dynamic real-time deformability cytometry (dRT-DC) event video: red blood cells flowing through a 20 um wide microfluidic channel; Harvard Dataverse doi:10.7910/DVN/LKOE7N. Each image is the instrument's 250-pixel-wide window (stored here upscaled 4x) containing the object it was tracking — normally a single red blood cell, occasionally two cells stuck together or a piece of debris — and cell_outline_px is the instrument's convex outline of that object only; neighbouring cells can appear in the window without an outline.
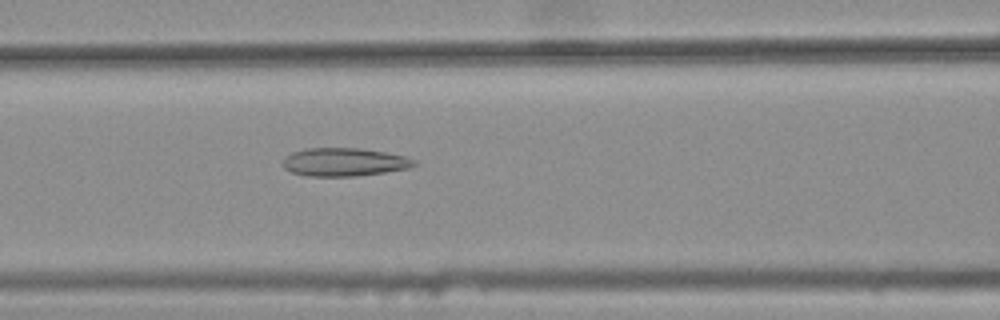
{"species": "common noctule bat (a hibernating species)", "species_latin": "Nyctalus noctula", "temperature_condition": "warm", "stored_images_in_passage": 39, "camera_frame_rate_fps": 3000, "um_per_image_px": 0.085, "animal": {"sex": "female", "body_mass_g": 25.1}, "frame": {"image": 1, "passage_image": 15, "time_ms": 4.667, "image_size_px": [1000, 320], "cell_outline_px": [[416, 164], [408, 168], [384, 172], [356, 176], [304, 176], [292, 172], [284, 168], [284, 156], [292, 152], [308, 148], [360, 148], [384, 152], [404, 156], [416, 160]], "centroid_in_image_um": [29.23, 13.77], "position_along_channel_um": 137.4, "area_um2": 21.5}}
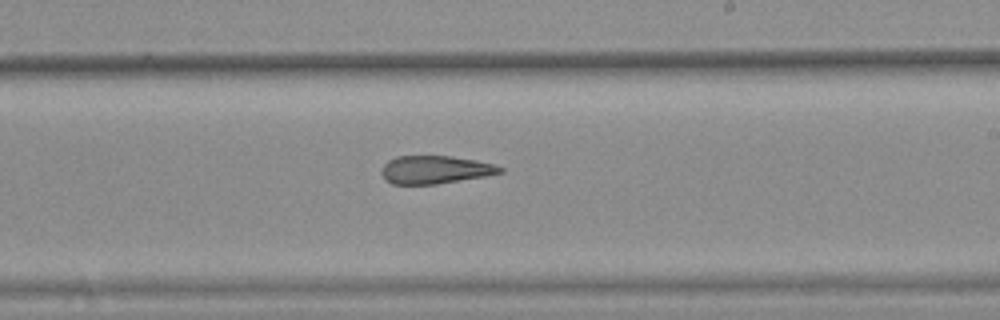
{"frame": {"image": 2, "passage_image": 24, "time_ms": 7.667, "image_size_px": [1000, 320], "cell_outline_px": [[504, 172], [488, 176], [436, 184], [392, 184], [380, 172], [384, 164], [388, 160], [396, 156], [452, 156], [476, 160], [492, 164], [504, 168]], "centroid_in_image_um": [37.01, 14.42], "position_along_channel_um": 252.0, "area_um2": 19.36}}
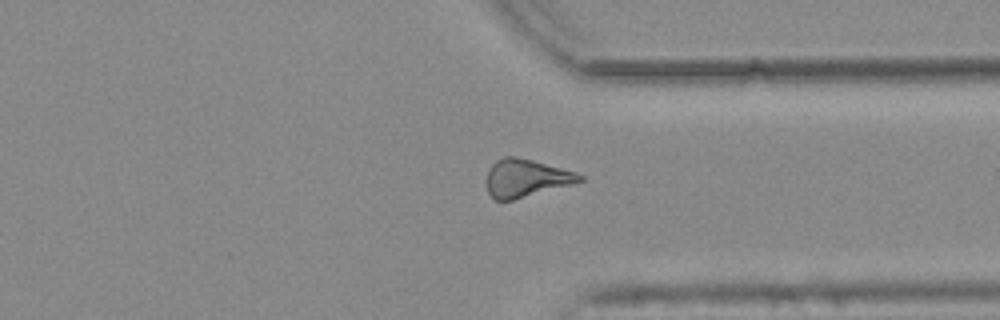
{"frame": {"image": 3, "passage_image": 33, "time_ms": 10.667, "image_size_px": [1000, 320], "cell_outline_px": [[584, 180], [572, 184], [512, 200], [496, 200], [488, 192], [488, 168], [496, 160], [504, 156], [516, 156], [532, 160], [560, 168], [584, 176]], "centroid_in_image_um": [44.69, 15.13], "position_along_channel_um": 366.7, "area_um2": 20.06}, "authors_computed_cell_mechanics": {"area_um2": 20.808, "velocity_mm_per_s": 3.8375, "shape_relaxation_time_tau1_ms": null, "shape_relaxation_time_tau2_ms": 3.6962, "deformation_change_tau1": null, "deformation_change_tau2": 0.1486}}